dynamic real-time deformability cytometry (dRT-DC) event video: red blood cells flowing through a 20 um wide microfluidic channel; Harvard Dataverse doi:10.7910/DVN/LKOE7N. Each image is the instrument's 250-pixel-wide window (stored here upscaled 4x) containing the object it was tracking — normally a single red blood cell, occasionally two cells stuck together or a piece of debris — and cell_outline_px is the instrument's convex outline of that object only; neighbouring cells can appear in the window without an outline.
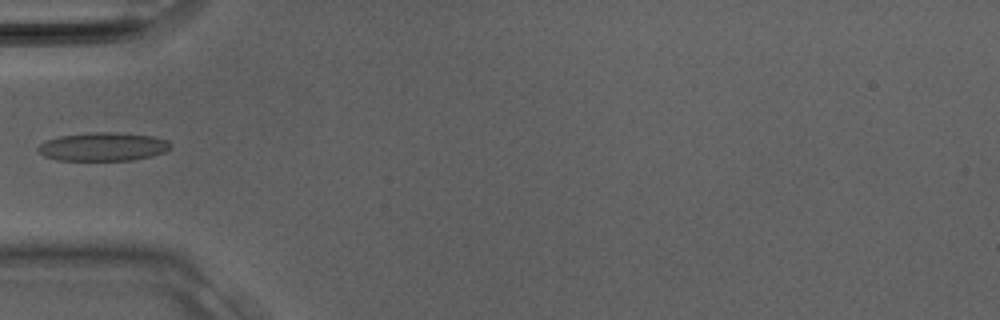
{"species": "Egyptian fruit bat (a non-hibernating species)", "species_latin": "Rousettus aegyptiacus", "temperature_condition": "room temperature", "stored_images_in_passage": 5, "camera_frame_rate_fps": 3000, "um_per_image_px": 0.085, "animal": {"sex": "male"}, "frame": {"image": 1, "passage_image": 4, "time_ms": 1.0, "image_size_px": [1000, 320], "cell_outline_px": [[172, 144], [164, 152], [152, 156], [132, 160], [56, 160], [44, 156], [36, 148], [44, 140], [60, 136], [92, 132], [112, 132], [152, 136], [168, 140]], "centroid_in_image_um": [8.73, 12.47], "position_along_channel_um": 76.3, "area_um2": 21.96}}